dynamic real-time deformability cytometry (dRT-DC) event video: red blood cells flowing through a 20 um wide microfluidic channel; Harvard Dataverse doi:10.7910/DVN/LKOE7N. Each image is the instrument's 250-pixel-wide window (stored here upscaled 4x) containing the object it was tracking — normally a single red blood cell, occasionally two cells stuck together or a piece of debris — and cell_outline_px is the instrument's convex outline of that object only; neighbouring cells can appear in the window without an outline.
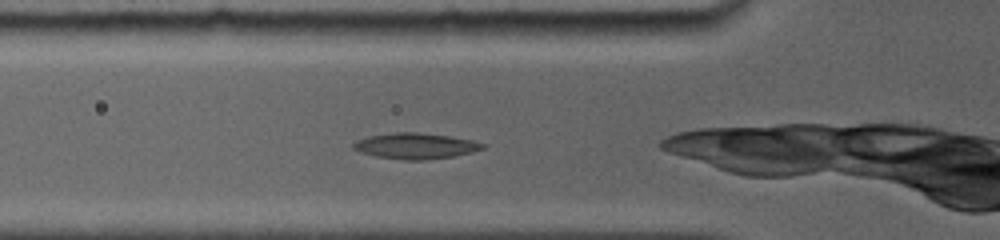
{"species": "common noctule bat (a hibernating species)", "species_latin": "Nyctalus noctula", "temperature_condition": "room temperature", "stored_images_in_passage": 2, "camera_frame_rate_fps": 5000, "um_per_image_px": 0.085, "animal": {"sex": "female", "body_mass_g": 19.0, "forearm_length_mm": 56.7}, "frame": {"image": 1, "passage_image": 2, "time_ms": 0.8, "image_size_px": [1000, 240], "cell_outline_px": [[488, 144], [484, 148], [472, 152], [452, 156], [424, 160], [404, 160], [376, 156], [360, 152], [352, 148], [352, 144], [356, 140], [368, 136], [396, 132], [416, 132], [448, 136], [472, 140]], "centroid_in_image_um": [35.31, 12.4], "position_along_channel_um": 90.5, "area_um2": 19.42}}